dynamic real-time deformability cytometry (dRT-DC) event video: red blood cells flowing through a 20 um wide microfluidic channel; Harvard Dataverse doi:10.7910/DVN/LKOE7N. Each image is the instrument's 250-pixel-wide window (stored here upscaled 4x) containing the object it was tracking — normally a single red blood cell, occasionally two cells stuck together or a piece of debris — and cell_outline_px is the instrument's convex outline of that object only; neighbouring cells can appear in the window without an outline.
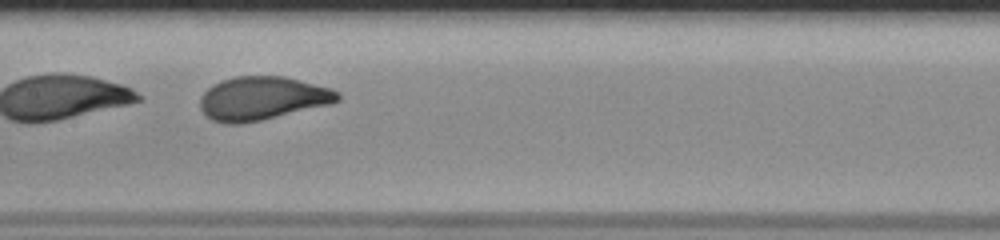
{"species": "human", "species_latin": "Homo sapiens", "temperature_condition": "room temperature", "stored_images_in_passage": 41, "segment_of_instrument_passage": [2, 2], "camera_frame_rate_fps": 3000, "um_per_image_px": 0.085, "donor": {"sex": "male"}, "frame": {"image": 1, "passage_image": 21, "time_ms": 6.667, "image_size_px": [1000, 240], "cell_outline_px": [[340, 100], [332, 104], [260, 120], [240, 124], [224, 124], [212, 120], [200, 108], [200, 96], [208, 88], [224, 80], [236, 76], [284, 76], [332, 88], [340, 92]], "centroid_in_image_um": [22.33, 8.36], "position_along_channel_um": 185.1, "area_um2": 34.8}}